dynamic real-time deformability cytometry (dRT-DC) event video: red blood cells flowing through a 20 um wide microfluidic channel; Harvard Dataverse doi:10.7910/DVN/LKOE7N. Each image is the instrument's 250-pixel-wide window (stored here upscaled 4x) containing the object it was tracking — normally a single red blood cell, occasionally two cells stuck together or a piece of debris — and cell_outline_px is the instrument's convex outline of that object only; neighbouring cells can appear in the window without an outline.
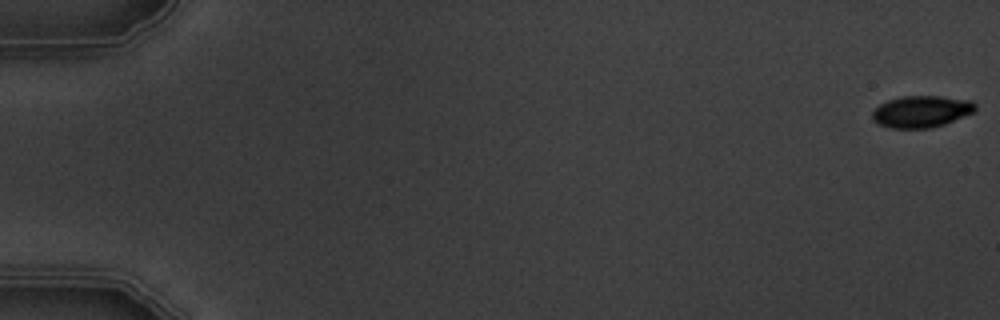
{"species": "common noctule bat (a hibernating species)", "species_latin": "Nyctalus noctula", "temperature_condition": "warm", "stored_images_in_passage": 7, "segment_of_instrument_passage": [2, 2], "camera_frame_rate_fps": 3000, "um_per_image_px": 0.085, "animal": {"sex": "male", "body_mass_g": 19.5, "forearm_length_mm": 54.6}, "frame": {"image": 1, "passage_image": 7, "time_ms": 7.0, "image_size_px": [1000, 320], "cell_outline_px": [[976, 112], [944, 124], [932, 128], [888, 128], [876, 124], [872, 120], [872, 112], [880, 104], [888, 100], [900, 96], [940, 96], [972, 100], [976, 104]], "centroid_in_image_um": [78.32, 9.48], "position_along_channel_um": 6.7, "area_um2": 19.36}}